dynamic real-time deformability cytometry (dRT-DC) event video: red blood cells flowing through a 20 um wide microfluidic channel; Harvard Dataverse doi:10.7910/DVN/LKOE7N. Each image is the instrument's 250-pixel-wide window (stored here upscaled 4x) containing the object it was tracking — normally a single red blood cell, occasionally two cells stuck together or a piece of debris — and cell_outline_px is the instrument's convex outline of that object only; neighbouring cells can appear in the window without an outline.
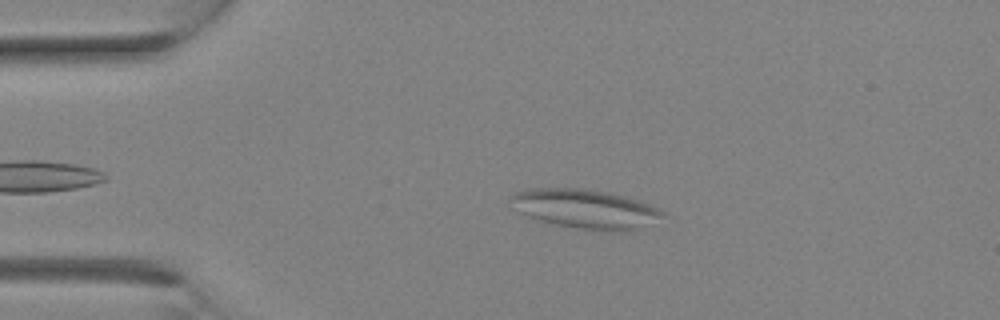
{"species": "Egyptian fruit bat (a non-hibernating species)", "species_latin": "Rousettus aegyptiacus", "temperature_condition": "room temperature", "stored_images_in_passage": 1, "camera_frame_rate_fps": 3000, "um_per_image_px": 0.085, "animal": {"sex": "female"}, "frame": {"image": 1, "passage_image": 1, "time_ms": 0.0, "image_size_px": [1000, 320], "cell_outline_px": [[668, 216], [640, 228], [576, 228], [532, 220], [520, 212], [508, 196], [516, 192], [532, 188], [584, 188], [608, 192], [640, 200], [660, 208]], "centroid_in_image_um": [49.74, 17.71], "position_along_channel_um": 35.3, "area_um2": 34.16}}